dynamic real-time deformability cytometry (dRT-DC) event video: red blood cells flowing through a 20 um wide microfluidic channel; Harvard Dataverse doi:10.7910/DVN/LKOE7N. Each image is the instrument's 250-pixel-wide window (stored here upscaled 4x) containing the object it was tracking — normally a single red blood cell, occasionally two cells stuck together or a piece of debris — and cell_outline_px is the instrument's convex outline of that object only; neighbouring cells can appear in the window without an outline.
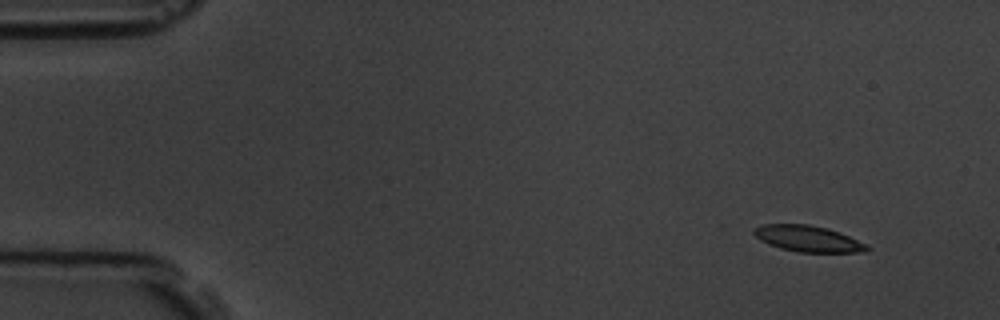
{"species": "common noctule bat (a hibernating species)", "species_latin": "Nyctalus noctula", "temperature_condition": "room temperature", "stored_images_in_passage": 14, "camera_frame_rate_fps": 3000, "um_per_image_px": 0.085, "animal": {"sex": "male", "body_mass_g": 19.5, "forearm_length_mm": 54.6}, "frame": {"image": 1, "passage_image": 1, "time_ms": 0.0, "image_size_px": [1000, 320], "cell_outline_px": [[872, 248], [868, 252], [800, 252], [780, 248], [768, 244], [760, 240], [752, 232], [752, 228], [764, 224], [808, 224], [828, 228], [840, 232], [868, 244]], "centroid_in_image_um": [68.72, 20.29], "position_along_channel_um": 16.3, "area_um2": 17.46}}
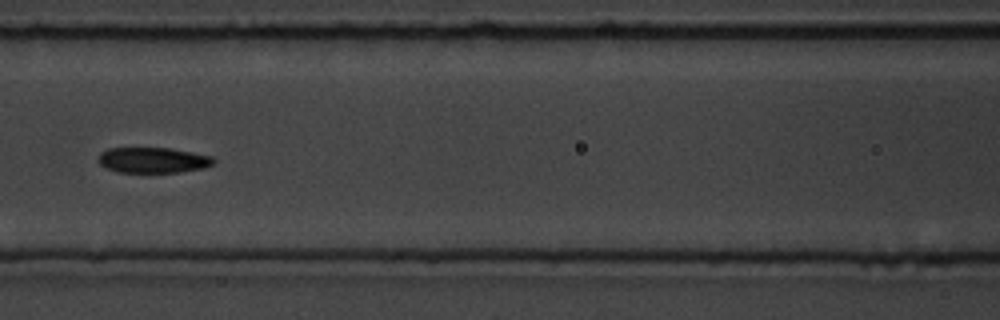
{"frame": {"image": 2, "passage_image": 6, "time_ms": 6.667, "image_size_px": [1000, 320], "cell_outline_px": [[216, 160], [212, 164], [204, 168], [180, 172], [116, 172], [104, 168], [100, 164], [100, 152], [108, 148], [172, 148], [212, 156]], "centroid_in_image_um": [13.01, 13.61], "position_along_channel_um": 153.6, "area_um2": 17.22}}
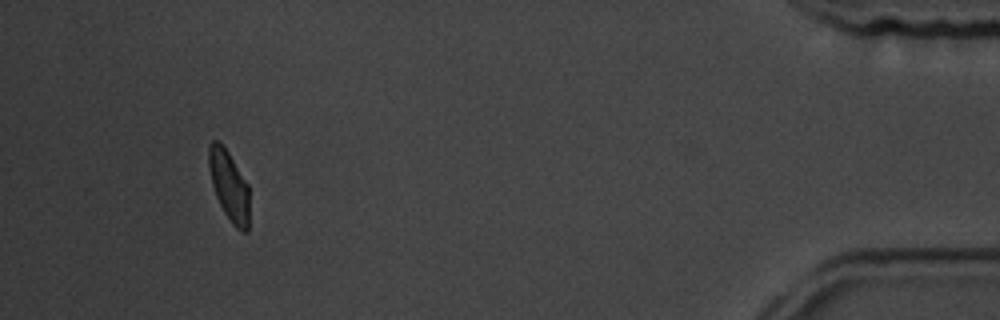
{"frame": {"image": 3, "passage_image": 13, "time_ms": 15.667, "image_size_px": [1000, 320], "cell_outline_px": [[248, 232], [240, 232], [232, 224], [224, 212], [216, 196], [212, 184], [208, 164], [208, 144], [212, 140], [220, 140], [228, 152], [248, 184]], "centroid_in_image_um": [19.45, 15.76], "position_along_channel_um": 415.7, "area_um2": 16.59}, "authors_computed_cell_mechanics": {"area_um2": 17.8602, "velocity_mm_per_s": 3.6753, "shape_relaxation_time_tau1_ms": 3.5566, "shape_relaxation_time_tau2_ms": 7.8012, "deformation_change_tau1": 0.1247, "deformation_change_tau2": 0.1186}}